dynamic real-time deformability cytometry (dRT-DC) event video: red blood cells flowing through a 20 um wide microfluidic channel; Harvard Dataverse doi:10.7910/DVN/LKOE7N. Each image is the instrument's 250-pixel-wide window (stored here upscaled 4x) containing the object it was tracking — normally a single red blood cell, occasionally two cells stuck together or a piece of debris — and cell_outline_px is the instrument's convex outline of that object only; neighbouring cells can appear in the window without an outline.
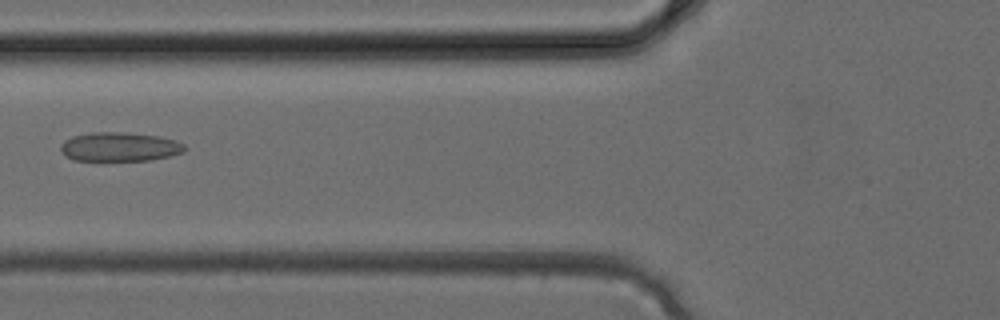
{"species": "common noctule bat (a hibernating species)", "species_latin": "Nyctalus noctula", "temperature_condition": "cold", "stored_images_in_passage": 2, "camera_frame_rate_fps": 3000, "um_per_image_px": 0.085, "animal": {"sex": "female", "body_mass_g": 24.6, "forearm_length_mm": 56.2}, "frame": {"image": 1, "passage_image": 2, "time_ms": 0.333, "image_size_px": [1000, 320], "cell_outline_px": [[188, 148], [184, 152], [168, 156], [148, 160], [72, 160], [64, 156], [60, 148], [60, 144], [64, 140], [72, 136], [92, 132], [124, 132], [160, 136], [176, 140], [184, 144]], "centroid_in_image_um": [10.16, 12.47], "position_along_channel_um": 115.6, "area_um2": 21.15}}